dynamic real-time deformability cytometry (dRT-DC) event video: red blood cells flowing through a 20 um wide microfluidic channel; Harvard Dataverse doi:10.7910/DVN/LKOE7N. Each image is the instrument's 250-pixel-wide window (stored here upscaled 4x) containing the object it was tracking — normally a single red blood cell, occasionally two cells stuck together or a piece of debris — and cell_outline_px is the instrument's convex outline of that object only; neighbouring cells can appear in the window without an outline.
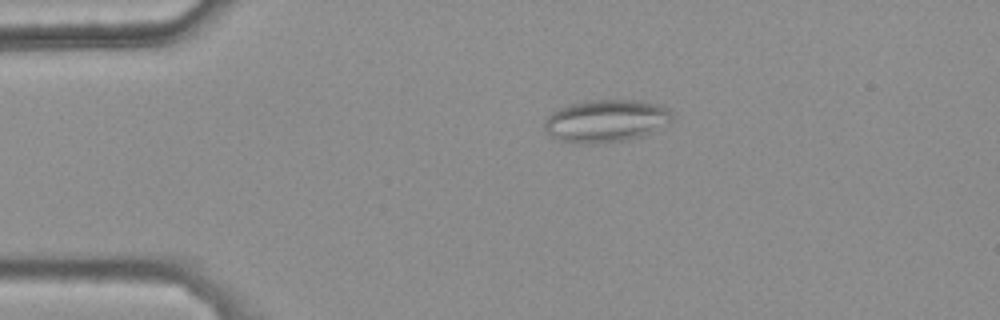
{"species": "common noctule bat (a hibernating species)", "species_latin": "Nyctalus noctula", "temperature_condition": "warm", "stored_images_in_passage": 38, "camera_frame_rate_fps": 3000, "um_per_image_px": 0.085, "animal": {"sex": "female", "body_mass_g": 25.1}, "frame": {"image": 1, "passage_image": 1, "time_ms": 0.0, "image_size_px": [1000, 320], "cell_outline_px": [[672, 120], [644, 136], [620, 140], [580, 144], [556, 140], [548, 136], [544, 132], [544, 120], [556, 108], [568, 104], [588, 100], [636, 100], [660, 104], [668, 108], [672, 116]], "centroid_in_image_um": [51.43, 10.26], "position_along_channel_um": 33.6, "area_um2": 31.79}}
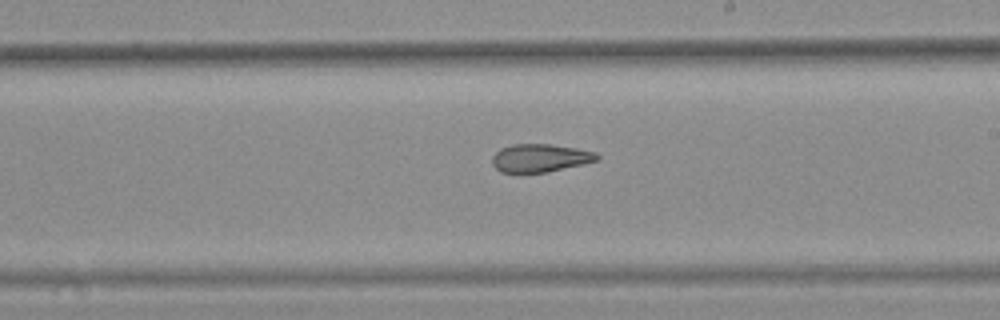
{"frame": {"image": 2, "passage_image": 21, "time_ms": 6.667, "image_size_px": [1000, 320], "cell_outline_px": [[600, 160], [548, 172], [500, 172], [492, 164], [492, 156], [500, 148], [512, 144], [552, 144], [576, 148], [596, 152], [600, 156]], "centroid_in_image_um": [45.92, 13.42], "position_along_channel_um": 243.1, "area_um2": 17.22}}
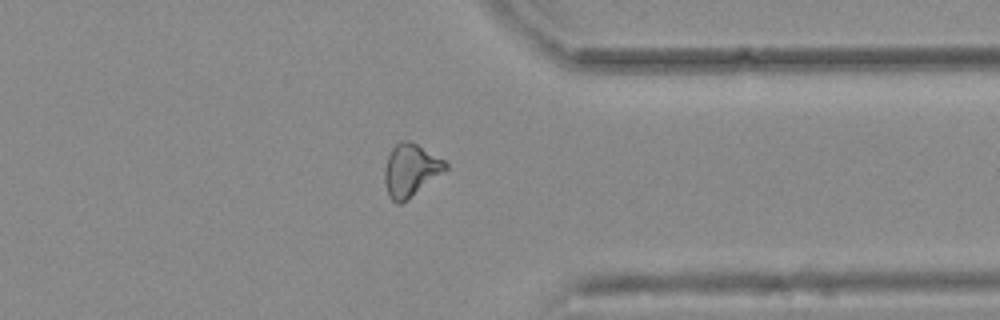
{"frame": {"image": 3, "passage_image": 32, "time_ms": 10.333, "image_size_px": [1000, 320], "cell_outline_px": [[448, 168], [408, 200], [400, 204], [396, 204], [388, 196], [384, 180], [384, 168], [388, 156], [392, 148], [400, 140], [408, 140], [416, 144], [444, 160], [448, 164]], "centroid_in_image_um": [34.87, 14.49], "position_along_channel_um": 376.5, "area_um2": 18.61}, "authors_computed_cell_mechanics": {"area_um2": 18.0625, "velocity_mm_per_s": 3.7763, "shape_relaxation_time_tau1_ms": null, "shape_relaxation_time_tau2_ms": 3.3923, "deformation_change_tau1": null, "deformation_change_tau2": 0.1138}}